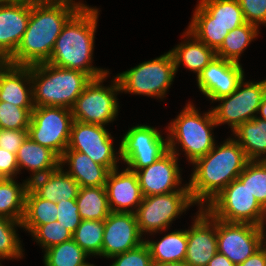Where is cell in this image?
<instances>
[{
	"mask_svg": "<svg viewBox=\"0 0 266 266\" xmlns=\"http://www.w3.org/2000/svg\"><path fill=\"white\" fill-rule=\"evenodd\" d=\"M259 29L256 25L246 22L229 31L221 46L216 50V57L240 63L243 51L258 37Z\"/></svg>",
	"mask_w": 266,
	"mask_h": 266,
	"instance_id": "obj_32",
	"label": "cell"
},
{
	"mask_svg": "<svg viewBox=\"0 0 266 266\" xmlns=\"http://www.w3.org/2000/svg\"><path fill=\"white\" fill-rule=\"evenodd\" d=\"M265 94L266 79L245 82L244 77L232 94L216 100L215 102H219V105L211 107L217 126L228 124L233 132L244 122L255 118Z\"/></svg>",
	"mask_w": 266,
	"mask_h": 266,
	"instance_id": "obj_11",
	"label": "cell"
},
{
	"mask_svg": "<svg viewBox=\"0 0 266 266\" xmlns=\"http://www.w3.org/2000/svg\"><path fill=\"white\" fill-rule=\"evenodd\" d=\"M204 208L213 217L229 223L259 226L263 215V207L238 179L227 185Z\"/></svg>",
	"mask_w": 266,
	"mask_h": 266,
	"instance_id": "obj_9",
	"label": "cell"
},
{
	"mask_svg": "<svg viewBox=\"0 0 266 266\" xmlns=\"http://www.w3.org/2000/svg\"><path fill=\"white\" fill-rule=\"evenodd\" d=\"M0 101L22 108H34L31 66L7 62L0 66Z\"/></svg>",
	"mask_w": 266,
	"mask_h": 266,
	"instance_id": "obj_21",
	"label": "cell"
},
{
	"mask_svg": "<svg viewBox=\"0 0 266 266\" xmlns=\"http://www.w3.org/2000/svg\"><path fill=\"white\" fill-rule=\"evenodd\" d=\"M113 140L105 126L73 120L67 149L86 154L111 171L118 168L117 163L121 161L120 148L114 149Z\"/></svg>",
	"mask_w": 266,
	"mask_h": 266,
	"instance_id": "obj_13",
	"label": "cell"
},
{
	"mask_svg": "<svg viewBox=\"0 0 266 266\" xmlns=\"http://www.w3.org/2000/svg\"><path fill=\"white\" fill-rule=\"evenodd\" d=\"M15 0H0V6L10 4L14 2Z\"/></svg>",
	"mask_w": 266,
	"mask_h": 266,
	"instance_id": "obj_53",
	"label": "cell"
},
{
	"mask_svg": "<svg viewBox=\"0 0 266 266\" xmlns=\"http://www.w3.org/2000/svg\"><path fill=\"white\" fill-rule=\"evenodd\" d=\"M108 76L92 79L85 87L71 109L73 120L102 126L116 120L119 110L117 95L121 93V87L116 76H113L111 85L104 86Z\"/></svg>",
	"mask_w": 266,
	"mask_h": 266,
	"instance_id": "obj_7",
	"label": "cell"
},
{
	"mask_svg": "<svg viewBox=\"0 0 266 266\" xmlns=\"http://www.w3.org/2000/svg\"><path fill=\"white\" fill-rule=\"evenodd\" d=\"M15 179L0 178V216L22 221L29 181L25 179L19 184Z\"/></svg>",
	"mask_w": 266,
	"mask_h": 266,
	"instance_id": "obj_29",
	"label": "cell"
},
{
	"mask_svg": "<svg viewBox=\"0 0 266 266\" xmlns=\"http://www.w3.org/2000/svg\"><path fill=\"white\" fill-rule=\"evenodd\" d=\"M176 76L170 51L116 75L121 92L163 99ZM168 90V91H167Z\"/></svg>",
	"mask_w": 266,
	"mask_h": 266,
	"instance_id": "obj_6",
	"label": "cell"
},
{
	"mask_svg": "<svg viewBox=\"0 0 266 266\" xmlns=\"http://www.w3.org/2000/svg\"><path fill=\"white\" fill-rule=\"evenodd\" d=\"M91 80L92 78L82 71L60 68L50 63L32 65L33 105L72 109Z\"/></svg>",
	"mask_w": 266,
	"mask_h": 266,
	"instance_id": "obj_4",
	"label": "cell"
},
{
	"mask_svg": "<svg viewBox=\"0 0 266 266\" xmlns=\"http://www.w3.org/2000/svg\"><path fill=\"white\" fill-rule=\"evenodd\" d=\"M31 6L12 2L0 6V58L6 62L16 51L27 29Z\"/></svg>",
	"mask_w": 266,
	"mask_h": 266,
	"instance_id": "obj_20",
	"label": "cell"
},
{
	"mask_svg": "<svg viewBox=\"0 0 266 266\" xmlns=\"http://www.w3.org/2000/svg\"><path fill=\"white\" fill-rule=\"evenodd\" d=\"M104 221L82 220L72 235V239L90 257L102 256Z\"/></svg>",
	"mask_w": 266,
	"mask_h": 266,
	"instance_id": "obj_34",
	"label": "cell"
},
{
	"mask_svg": "<svg viewBox=\"0 0 266 266\" xmlns=\"http://www.w3.org/2000/svg\"><path fill=\"white\" fill-rule=\"evenodd\" d=\"M232 135L249 161H266V120L255 117L238 126Z\"/></svg>",
	"mask_w": 266,
	"mask_h": 266,
	"instance_id": "obj_27",
	"label": "cell"
},
{
	"mask_svg": "<svg viewBox=\"0 0 266 266\" xmlns=\"http://www.w3.org/2000/svg\"><path fill=\"white\" fill-rule=\"evenodd\" d=\"M33 109L0 101V129H28Z\"/></svg>",
	"mask_w": 266,
	"mask_h": 266,
	"instance_id": "obj_38",
	"label": "cell"
},
{
	"mask_svg": "<svg viewBox=\"0 0 266 266\" xmlns=\"http://www.w3.org/2000/svg\"><path fill=\"white\" fill-rule=\"evenodd\" d=\"M58 208L56 203L40 198L30 187L25 196V211L22 227L32 233L38 226L52 223L57 219Z\"/></svg>",
	"mask_w": 266,
	"mask_h": 266,
	"instance_id": "obj_30",
	"label": "cell"
},
{
	"mask_svg": "<svg viewBox=\"0 0 266 266\" xmlns=\"http://www.w3.org/2000/svg\"><path fill=\"white\" fill-rule=\"evenodd\" d=\"M75 200L82 220L105 221L111 212L105 186L80 187Z\"/></svg>",
	"mask_w": 266,
	"mask_h": 266,
	"instance_id": "obj_31",
	"label": "cell"
},
{
	"mask_svg": "<svg viewBox=\"0 0 266 266\" xmlns=\"http://www.w3.org/2000/svg\"><path fill=\"white\" fill-rule=\"evenodd\" d=\"M64 1H71L73 3H77L81 7H91V6H88V5H86L85 3L81 2V1H79V2H75V0H64Z\"/></svg>",
	"mask_w": 266,
	"mask_h": 266,
	"instance_id": "obj_52",
	"label": "cell"
},
{
	"mask_svg": "<svg viewBox=\"0 0 266 266\" xmlns=\"http://www.w3.org/2000/svg\"><path fill=\"white\" fill-rule=\"evenodd\" d=\"M244 73L241 63L216 57L196 77L197 86L214 103L232 94L244 79Z\"/></svg>",
	"mask_w": 266,
	"mask_h": 266,
	"instance_id": "obj_16",
	"label": "cell"
},
{
	"mask_svg": "<svg viewBox=\"0 0 266 266\" xmlns=\"http://www.w3.org/2000/svg\"><path fill=\"white\" fill-rule=\"evenodd\" d=\"M247 23L266 26V0H238Z\"/></svg>",
	"mask_w": 266,
	"mask_h": 266,
	"instance_id": "obj_42",
	"label": "cell"
},
{
	"mask_svg": "<svg viewBox=\"0 0 266 266\" xmlns=\"http://www.w3.org/2000/svg\"><path fill=\"white\" fill-rule=\"evenodd\" d=\"M144 242L149 248L152 262L159 264L184 262L187 251V230L168 232L159 241Z\"/></svg>",
	"mask_w": 266,
	"mask_h": 266,
	"instance_id": "obj_28",
	"label": "cell"
},
{
	"mask_svg": "<svg viewBox=\"0 0 266 266\" xmlns=\"http://www.w3.org/2000/svg\"><path fill=\"white\" fill-rule=\"evenodd\" d=\"M178 157L168 150L153 164L136 172L143 197L167 194L178 190H189L183 184ZM180 186V187H179Z\"/></svg>",
	"mask_w": 266,
	"mask_h": 266,
	"instance_id": "obj_15",
	"label": "cell"
},
{
	"mask_svg": "<svg viewBox=\"0 0 266 266\" xmlns=\"http://www.w3.org/2000/svg\"><path fill=\"white\" fill-rule=\"evenodd\" d=\"M265 225H266V206L263 208V215H262V219H261V222H260V229L261 230H266L265 228Z\"/></svg>",
	"mask_w": 266,
	"mask_h": 266,
	"instance_id": "obj_50",
	"label": "cell"
},
{
	"mask_svg": "<svg viewBox=\"0 0 266 266\" xmlns=\"http://www.w3.org/2000/svg\"><path fill=\"white\" fill-rule=\"evenodd\" d=\"M182 37L183 41L169 50L174 58L175 71L177 73L180 65H183L184 68L196 73L198 77L202 70L216 58V51L199 41L187 29Z\"/></svg>",
	"mask_w": 266,
	"mask_h": 266,
	"instance_id": "obj_26",
	"label": "cell"
},
{
	"mask_svg": "<svg viewBox=\"0 0 266 266\" xmlns=\"http://www.w3.org/2000/svg\"><path fill=\"white\" fill-rule=\"evenodd\" d=\"M28 136V129H0V148L17 155L19 147Z\"/></svg>",
	"mask_w": 266,
	"mask_h": 266,
	"instance_id": "obj_43",
	"label": "cell"
},
{
	"mask_svg": "<svg viewBox=\"0 0 266 266\" xmlns=\"http://www.w3.org/2000/svg\"><path fill=\"white\" fill-rule=\"evenodd\" d=\"M114 259L111 266H152V258L146 243H142L139 246L110 257Z\"/></svg>",
	"mask_w": 266,
	"mask_h": 266,
	"instance_id": "obj_40",
	"label": "cell"
},
{
	"mask_svg": "<svg viewBox=\"0 0 266 266\" xmlns=\"http://www.w3.org/2000/svg\"><path fill=\"white\" fill-rule=\"evenodd\" d=\"M16 157L19 172L25 168L32 173L30 178H27L28 181L50 173L60 166V157L54 151L36 143L29 136L19 147Z\"/></svg>",
	"mask_w": 266,
	"mask_h": 266,
	"instance_id": "obj_25",
	"label": "cell"
},
{
	"mask_svg": "<svg viewBox=\"0 0 266 266\" xmlns=\"http://www.w3.org/2000/svg\"><path fill=\"white\" fill-rule=\"evenodd\" d=\"M17 227L23 228L22 221L0 216V261H3V259H22L24 257Z\"/></svg>",
	"mask_w": 266,
	"mask_h": 266,
	"instance_id": "obj_35",
	"label": "cell"
},
{
	"mask_svg": "<svg viewBox=\"0 0 266 266\" xmlns=\"http://www.w3.org/2000/svg\"><path fill=\"white\" fill-rule=\"evenodd\" d=\"M72 235L73 234L57 220L52 223L40 225L31 233L33 240H35L44 251L50 247L71 240Z\"/></svg>",
	"mask_w": 266,
	"mask_h": 266,
	"instance_id": "obj_37",
	"label": "cell"
},
{
	"mask_svg": "<svg viewBox=\"0 0 266 266\" xmlns=\"http://www.w3.org/2000/svg\"><path fill=\"white\" fill-rule=\"evenodd\" d=\"M72 122L71 109L55 106L34 107L28 136L61 157L68 148Z\"/></svg>",
	"mask_w": 266,
	"mask_h": 266,
	"instance_id": "obj_10",
	"label": "cell"
},
{
	"mask_svg": "<svg viewBox=\"0 0 266 266\" xmlns=\"http://www.w3.org/2000/svg\"><path fill=\"white\" fill-rule=\"evenodd\" d=\"M56 205L58 208L56 220L73 234L82 221L76 200H61Z\"/></svg>",
	"mask_w": 266,
	"mask_h": 266,
	"instance_id": "obj_41",
	"label": "cell"
},
{
	"mask_svg": "<svg viewBox=\"0 0 266 266\" xmlns=\"http://www.w3.org/2000/svg\"><path fill=\"white\" fill-rule=\"evenodd\" d=\"M120 159L137 172L148 167L168 151V140L157 128L138 124L124 134L119 145Z\"/></svg>",
	"mask_w": 266,
	"mask_h": 266,
	"instance_id": "obj_12",
	"label": "cell"
},
{
	"mask_svg": "<svg viewBox=\"0 0 266 266\" xmlns=\"http://www.w3.org/2000/svg\"><path fill=\"white\" fill-rule=\"evenodd\" d=\"M193 204L196 205L189 190L143 197L135 213L141 234L152 236L168 231L173 221Z\"/></svg>",
	"mask_w": 266,
	"mask_h": 266,
	"instance_id": "obj_8",
	"label": "cell"
},
{
	"mask_svg": "<svg viewBox=\"0 0 266 266\" xmlns=\"http://www.w3.org/2000/svg\"><path fill=\"white\" fill-rule=\"evenodd\" d=\"M192 165L188 183L193 201L204 208L227 185L237 179L248 163L243 148L231 136Z\"/></svg>",
	"mask_w": 266,
	"mask_h": 266,
	"instance_id": "obj_2",
	"label": "cell"
},
{
	"mask_svg": "<svg viewBox=\"0 0 266 266\" xmlns=\"http://www.w3.org/2000/svg\"><path fill=\"white\" fill-rule=\"evenodd\" d=\"M29 187L40 197L53 203L75 200L79 184L63 167L29 181Z\"/></svg>",
	"mask_w": 266,
	"mask_h": 266,
	"instance_id": "obj_23",
	"label": "cell"
},
{
	"mask_svg": "<svg viewBox=\"0 0 266 266\" xmlns=\"http://www.w3.org/2000/svg\"><path fill=\"white\" fill-rule=\"evenodd\" d=\"M215 127L217 124L211 109L201 114L194 104L188 102L166 127L168 150L179 157L178 147L180 145V151H184L188 162L193 164L215 146L216 140L212 132Z\"/></svg>",
	"mask_w": 266,
	"mask_h": 266,
	"instance_id": "obj_5",
	"label": "cell"
},
{
	"mask_svg": "<svg viewBox=\"0 0 266 266\" xmlns=\"http://www.w3.org/2000/svg\"><path fill=\"white\" fill-rule=\"evenodd\" d=\"M62 1L64 0H15V2L30 6L53 5L60 3Z\"/></svg>",
	"mask_w": 266,
	"mask_h": 266,
	"instance_id": "obj_47",
	"label": "cell"
},
{
	"mask_svg": "<svg viewBox=\"0 0 266 266\" xmlns=\"http://www.w3.org/2000/svg\"><path fill=\"white\" fill-rule=\"evenodd\" d=\"M99 12L96 6L81 7L64 25L47 63L82 71L92 79L110 74L92 65Z\"/></svg>",
	"mask_w": 266,
	"mask_h": 266,
	"instance_id": "obj_3",
	"label": "cell"
},
{
	"mask_svg": "<svg viewBox=\"0 0 266 266\" xmlns=\"http://www.w3.org/2000/svg\"><path fill=\"white\" fill-rule=\"evenodd\" d=\"M237 179L246 185L264 208L266 206V161H248Z\"/></svg>",
	"mask_w": 266,
	"mask_h": 266,
	"instance_id": "obj_36",
	"label": "cell"
},
{
	"mask_svg": "<svg viewBox=\"0 0 266 266\" xmlns=\"http://www.w3.org/2000/svg\"><path fill=\"white\" fill-rule=\"evenodd\" d=\"M44 266H88L89 255L71 239L44 251Z\"/></svg>",
	"mask_w": 266,
	"mask_h": 266,
	"instance_id": "obj_33",
	"label": "cell"
},
{
	"mask_svg": "<svg viewBox=\"0 0 266 266\" xmlns=\"http://www.w3.org/2000/svg\"><path fill=\"white\" fill-rule=\"evenodd\" d=\"M191 227L187 229V251L184 261L189 266H207L218 252L216 218L205 208H198Z\"/></svg>",
	"mask_w": 266,
	"mask_h": 266,
	"instance_id": "obj_17",
	"label": "cell"
},
{
	"mask_svg": "<svg viewBox=\"0 0 266 266\" xmlns=\"http://www.w3.org/2000/svg\"><path fill=\"white\" fill-rule=\"evenodd\" d=\"M237 266H266V248L262 245L249 258Z\"/></svg>",
	"mask_w": 266,
	"mask_h": 266,
	"instance_id": "obj_45",
	"label": "cell"
},
{
	"mask_svg": "<svg viewBox=\"0 0 266 266\" xmlns=\"http://www.w3.org/2000/svg\"><path fill=\"white\" fill-rule=\"evenodd\" d=\"M4 63V61L0 58V66Z\"/></svg>",
	"mask_w": 266,
	"mask_h": 266,
	"instance_id": "obj_54",
	"label": "cell"
},
{
	"mask_svg": "<svg viewBox=\"0 0 266 266\" xmlns=\"http://www.w3.org/2000/svg\"><path fill=\"white\" fill-rule=\"evenodd\" d=\"M152 266H189V265L184 261V262L166 263V264L153 263Z\"/></svg>",
	"mask_w": 266,
	"mask_h": 266,
	"instance_id": "obj_49",
	"label": "cell"
},
{
	"mask_svg": "<svg viewBox=\"0 0 266 266\" xmlns=\"http://www.w3.org/2000/svg\"><path fill=\"white\" fill-rule=\"evenodd\" d=\"M258 114L259 116H256V117L266 120V94L262 97L257 115Z\"/></svg>",
	"mask_w": 266,
	"mask_h": 266,
	"instance_id": "obj_48",
	"label": "cell"
},
{
	"mask_svg": "<svg viewBox=\"0 0 266 266\" xmlns=\"http://www.w3.org/2000/svg\"><path fill=\"white\" fill-rule=\"evenodd\" d=\"M80 8L71 1L31 6L27 29L15 53L6 62L18 66L47 63L64 25Z\"/></svg>",
	"mask_w": 266,
	"mask_h": 266,
	"instance_id": "obj_1",
	"label": "cell"
},
{
	"mask_svg": "<svg viewBox=\"0 0 266 266\" xmlns=\"http://www.w3.org/2000/svg\"><path fill=\"white\" fill-rule=\"evenodd\" d=\"M218 252L236 266L262 246V230L249 223H229L216 218Z\"/></svg>",
	"mask_w": 266,
	"mask_h": 266,
	"instance_id": "obj_14",
	"label": "cell"
},
{
	"mask_svg": "<svg viewBox=\"0 0 266 266\" xmlns=\"http://www.w3.org/2000/svg\"><path fill=\"white\" fill-rule=\"evenodd\" d=\"M118 169L108 173L105 185L110 210L135 214L143 199L138 176L127 167L121 172Z\"/></svg>",
	"mask_w": 266,
	"mask_h": 266,
	"instance_id": "obj_19",
	"label": "cell"
},
{
	"mask_svg": "<svg viewBox=\"0 0 266 266\" xmlns=\"http://www.w3.org/2000/svg\"><path fill=\"white\" fill-rule=\"evenodd\" d=\"M187 30L199 41L215 51L221 46L229 30L220 25H188Z\"/></svg>",
	"mask_w": 266,
	"mask_h": 266,
	"instance_id": "obj_39",
	"label": "cell"
},
{
	"mask_svg": "<svg viewBox=\"0 0 266 266\" xmlns=\"http://www.w3.org/2000/svg\"><path fill=\"white\" fill-rule=\"evenodd\" d=\"M207 266H236L224 254L217 252Z\"/></svg>",
	"mask_w": 266,
	"mask_h": 266,
	"instance_id": "obj_46",
	"label": "cell"
},
{
	"mask_svg": "<svg viewBox=\"0 0 266 266\" xmlns=\"http://www.w3.org/2000/svg\"><path fill=\"white\" fill-rule=\"evenodd\" d=\"M262 245L266 248V231L262 230Z\"/></svg>",
	"mask_w": 266,
	"mask_h": 266,
	"instance_id": "obj_51",
	"label": "cell"
},
{
	"mask_svg": "<svg viewBox=\"0 0 266 266\" xmlns=\"http://www.w3.org/2000/svg\"><path fill=\"white\" fill-rule=\"evenodd\" d=\"M189 25H220L229 31L246 23L238 0H199Z\"/></svg>",
	"mask_w": 266,
	"mask_h": 266,
	"instance_id": "obj_22",
	"label": "cell"
},
{
	"mask_svg": "<svg viewBox=\"0 0 266 266\" xmlns=\"http://www.w3.org/2000/svg\"><path fill=\"white\" fill-rule=\"evenodd\" d=\"M143 237L134 213L110 212L104 221L102 257L129 251L144 243Z\"/></svg>",
	"mask_w": 266,
	"mask_h": 266,
	"instance_id": "obj_18",
	"label": "cell"
},
{
	"mask_svg": "<svg viewBox=\"0 0 266 266\" xmlns=\"http://www.w3.org/2000/svg\"><path fill=\"white\" fill-rule=\"evenodd\" d=\"M69 165L66 172L71 175L79 187L105 186L108 173L105 166L94 162L88 155L76 150L66 149L60 157V166Z\"/></svg>",
	"mask_w": 266,
	"mask_h": 266,
	"instance_id": "obj_24",
	"label": "cell"
},
{
	"mask_svg": "<svg viewBox=\"0 0 266 266\" xmlns=\"http://www.w3.org/2000/svg\"><path fill=\"white\" fill-rule=\"evenodd\" d=\"M19 173L16 154L0 148V178H15Z\"/></svg>",
	"mask_w": 266,
	"mask_h": 266,
	"instance_id": "obj_44",
	"label": "cell"
}]
</instances>
